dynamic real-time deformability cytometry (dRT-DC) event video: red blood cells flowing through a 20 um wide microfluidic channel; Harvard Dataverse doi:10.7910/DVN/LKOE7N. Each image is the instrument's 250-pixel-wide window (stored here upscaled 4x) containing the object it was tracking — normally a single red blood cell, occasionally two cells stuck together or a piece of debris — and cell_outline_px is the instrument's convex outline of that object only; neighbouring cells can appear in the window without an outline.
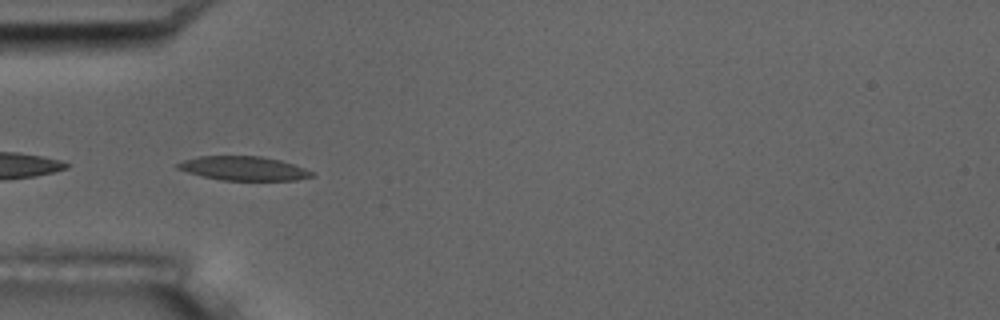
{"species": "common noctule bat (a hibernating species)", "species_latin": "Nyctalus noctula", "temperature_condition": "room temperature", "stored_images_in_passage": 38, "camera_frame_rate_fps": 3000, "um_per_image_px": 0.085, "animal": {"sex": "male", "body_mass_g": 17.5, "forearm_length_mm": 52.3}, "frame": {"image": 1, "passage_image": 1, "time_ms": 0.0, "image_size_px": [1000, 320], "cell_outline_px": [[312, 176], [296, 180], [220, 180], [188, 172], [176, 168], [176, 164], [184, 160], [196, 156], [260, 156], [280, 160], [304, 168], [312, 172]], "centroid_in_image_um": [20.67, 14.31], "position_along_channel_um": 64.3, "area_um2": 18.55}, "authors_computed_cell_mechanics": {"area_um2": 18.3804, "velocity_mm_per_s": 3.7187, "shape_relaxation_time_tau1_ms": 3.8997, "shape_relaxation_time_tau2_ms": 2.0161, "deformation_change_tau1": 0.1487, "deformation_change_tau2": 0.0856}}